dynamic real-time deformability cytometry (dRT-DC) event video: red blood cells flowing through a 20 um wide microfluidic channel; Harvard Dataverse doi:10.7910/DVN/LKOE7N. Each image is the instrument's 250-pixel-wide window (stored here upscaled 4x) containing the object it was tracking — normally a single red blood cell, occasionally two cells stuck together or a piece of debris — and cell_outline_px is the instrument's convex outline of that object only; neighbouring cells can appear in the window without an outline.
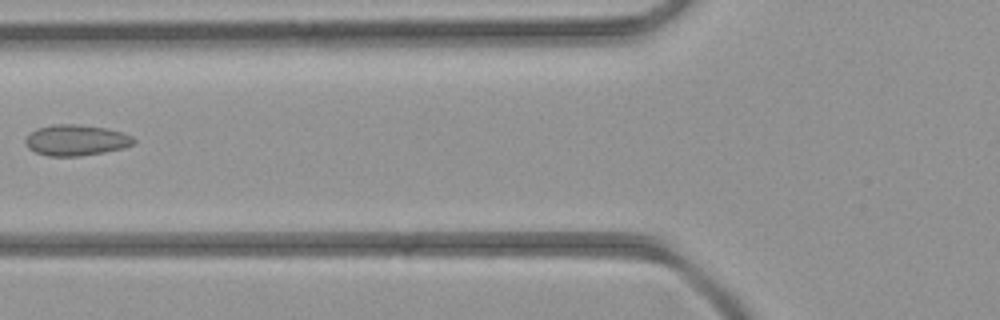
{"species": "common noctule bat (a hibernating species)", "species_latin": "Nyctalus noctula", "temperature_condition": "room temperature", "stored_images_in_passage": 2, "camera_frame_rate_fps": 3000, "um_per_image_px": 0.085, "animal": {"sex": "female", "body_mass_g": 21.9}, "frame": {"image": 1, "passage_image": 2, "time_ms": 1.333, "image_size_px": [1000, 320], "cell_outline_px": [[136, 140], [132, 144], [124, 148], [104, 152], [80, 156], [48, 156], [36, 152], [28, 148], [24, 140], [36, 128], [52, 124], [72, 124], [104, 128], [120, 132], [132, 136]], "centroid_in_image_um": [6.44, 11.92], "position_along_channel_um": 119.4, "area_um2": 19.31}}